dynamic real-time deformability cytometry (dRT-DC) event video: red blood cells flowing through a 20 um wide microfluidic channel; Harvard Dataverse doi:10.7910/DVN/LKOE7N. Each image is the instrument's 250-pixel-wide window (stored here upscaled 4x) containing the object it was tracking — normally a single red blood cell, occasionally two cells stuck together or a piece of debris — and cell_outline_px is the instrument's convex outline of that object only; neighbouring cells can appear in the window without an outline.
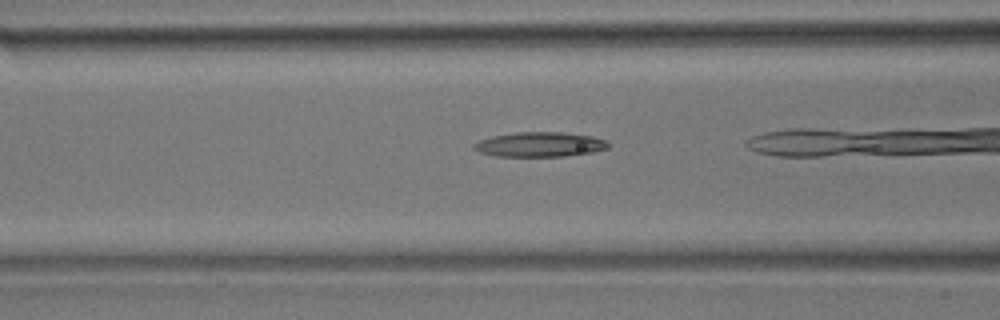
{"species": "common noctule bat (a hibernating species)", "species_latin": "Nyctalus noctula", "temperature_condition": "room temperature", "stored_images_in_passage": 21, "camera_frame_rate_fps": 3000, "um_per_image_px": 0.085, "animal": {"sex": "male", "body_mass_g": 17.9}, "frame": {"image": 1, "passage_image": 4, "time_ms": 1.0, "image_size_px": [1000, 320], "cell_outline_px": [[608, 148], [592, 152], [564, 156], [496, 156], [480, 152], [472, 148], [472, 144], [480, 140], [492, 136], [516, 132], [564, 132], [592, 136], [604, 140], [608, 144]], "centroid_in_image_um": [45.85, 12.27], "position_along_channel_um": 120.8, "area_um2": 19.25}}
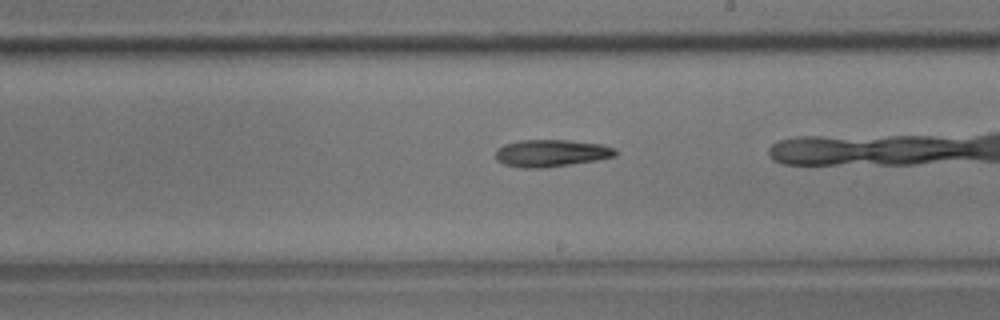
{"frame": {"image": 2, "passage_image": 12, "time_ms": 3.667, "image_size_px": [1000, 320], "cell_outline_px": [[616, 156], [596, 160], [572, 164], [544, 168], [520, 168], [504, 164], [496, 160], [496, 148], [504, 144], [520, 140], [568, 140], [600, 144], [616, 148]], "centroid_in_image_um": [46.82, 13.02], "position_along_channel_um": 242.2, "area_um2": 19.07}}
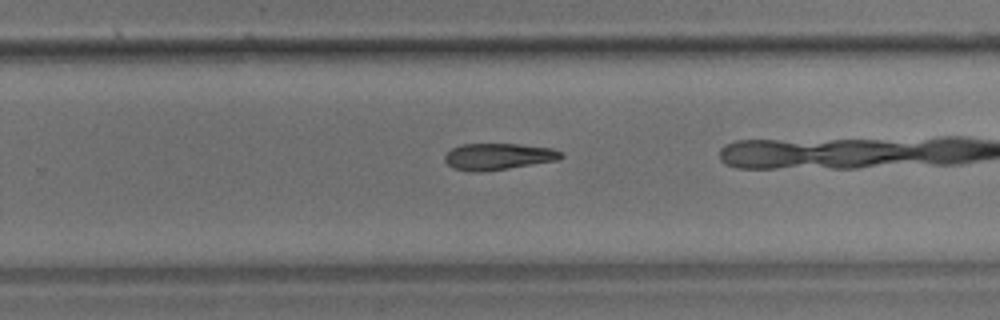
{"frame": {"image": 3, "passage_image": 15, "time_ms": 4.667, "image_size_px": [1000, 320], "cell_outline_px": [[564, 156], [556, 160], [484, 172], [468, 172], [452, 168], [444, 160], [444, 156], [452, 148], [460, 144], [520, 144], [552, 148], [564, 152]], "centroid_in_image_um": [42.32, 13.3], "position_along_channel_um": 287.5, "area_um2": 18.09}}